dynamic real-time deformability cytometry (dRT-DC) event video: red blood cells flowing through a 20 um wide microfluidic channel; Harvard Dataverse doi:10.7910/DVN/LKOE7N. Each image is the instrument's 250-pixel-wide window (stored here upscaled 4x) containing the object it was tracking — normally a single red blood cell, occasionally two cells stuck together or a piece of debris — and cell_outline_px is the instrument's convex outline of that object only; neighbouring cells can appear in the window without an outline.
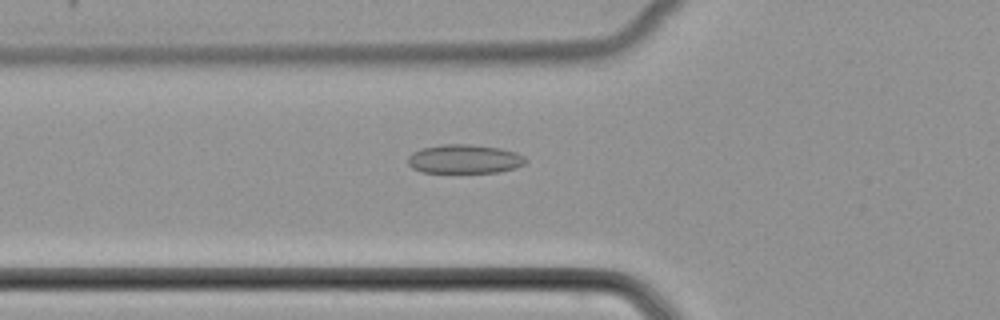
{"species": "common noctule bat (a hibernating species)", "species_latin": "Nyctalus noctula", "temperature_condition": "cold", "stored_images_in_passage": 51, "camera_frame_rate_fps": 3000, "um_per_image_px": 0.085, "animal": {"sex": "female", "body_mass_g": 22.7, "forearm_length_mm": 54.2}, "frame": {"image": 1, "passage_image": 19, "time_ms": 6.0, "image_size_px": [1000, 320], "cell_outline_px": [[528, 160], [524, 164], [516, 168], [500, 172], [424, 172], [412, 168], [408, 164], [408, 156], [412, 152], [420, 148], [444, 144], [468, 144], [500, 148], [516, 152], [524, 156]], "centroid_in_image_um": [39.49, 13.51], "position_along_channel_um": 86.3, "area_um2": 19.94}}
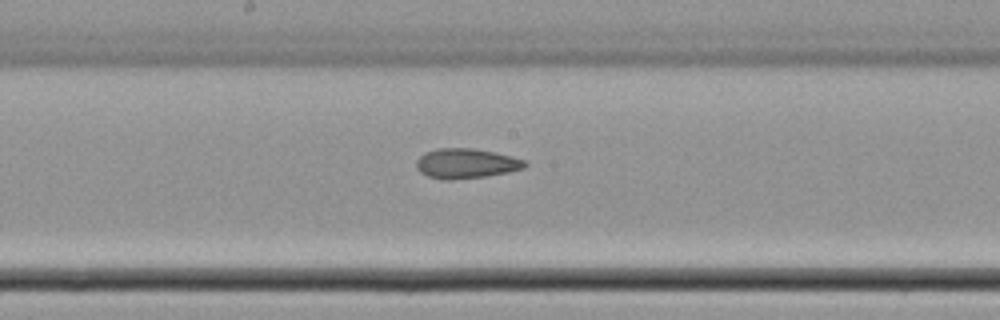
{"frame": {"image": 2, "passage_image": 28, "time_ms": 9.0, "image_size_px": [1000, 320], "cell_outline_px": [[528, 164], [524, 168], [508, 172], [484, 176], [452, 180], [444, 180], [428, 176], [420, 172], [416, 168], [416, 160], [424, 152], [436, 148], [476, 148], [496, 152], [528, 160]], "centroid_in_image_um": [39.63, 13.88], "position_along_channel_um": 208.6, "area_um2": 19.19}}
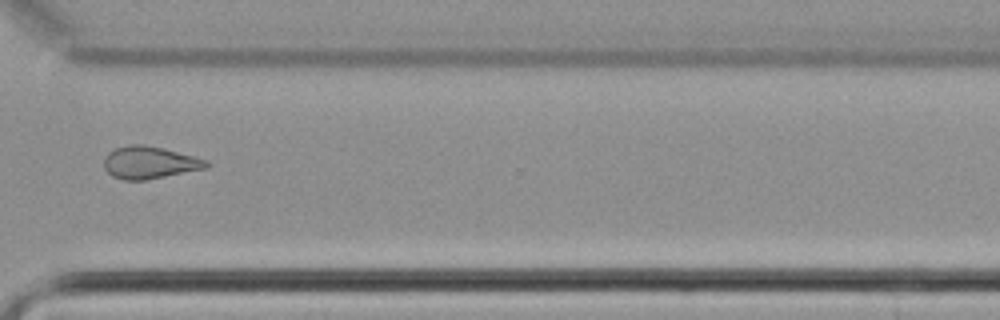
{"frame": {"image": 3, "passage_image": 39, "time_ms": 12.667, "image_size_px": [1000, 320], "cell_outline_px": [[212, 164], [208, 168], [144, 180], [124, 180], [112, 176], [104, 168], [104, 156], [108, 152], [116, 148], [128, 144], [144, 144], [164, 148], [208, 160]], "centroid_in_image_um": [12.72, 13.81], "position_along_channel_um": 357.9, "area_um2": 19.48}}